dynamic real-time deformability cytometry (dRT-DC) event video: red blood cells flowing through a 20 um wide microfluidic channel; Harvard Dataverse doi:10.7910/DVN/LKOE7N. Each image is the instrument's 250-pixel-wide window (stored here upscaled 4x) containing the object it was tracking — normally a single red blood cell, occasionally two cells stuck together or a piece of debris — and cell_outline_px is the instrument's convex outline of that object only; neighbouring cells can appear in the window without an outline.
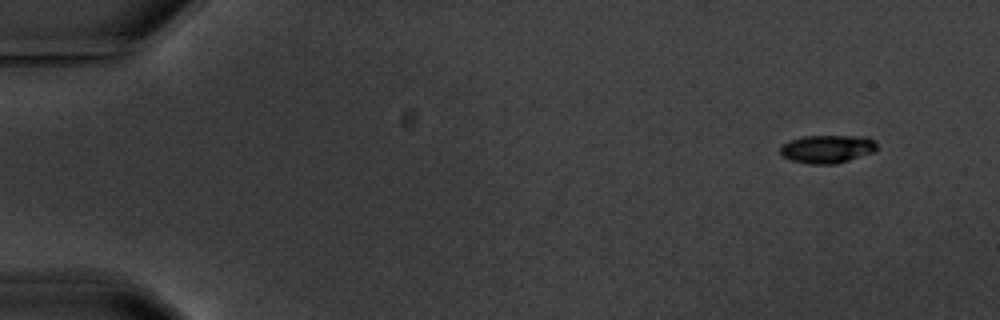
{"species": "common noctule bat (a hibernating species)", "species_latin": "Nyctalus noctula", "temperature_condition": "warm", "stored_images_in_passage": 7, "camera_frame_rate_fps": 3000, "um_per_image_px": 0.085, "animal": {"sex": "male", "body_mass_g": 20.1, "forearm_length_mm": 53.5}, "frame": {"image": 1, "passage_image": 1, "time_ms": 0.0, "image_size_px": [1000, 320], "cell_outline_px": [[876, 152], [836, 164], [808, 164], [792, 160], [784, 156], [780, 152], [780, 148], [788, 140], [804, 136], [868, 136], [876, 144]], "centroid_in_image_um": [70.34, 12.66], "position_along_channel_um": 14.7, "area_um2": 15.9}}
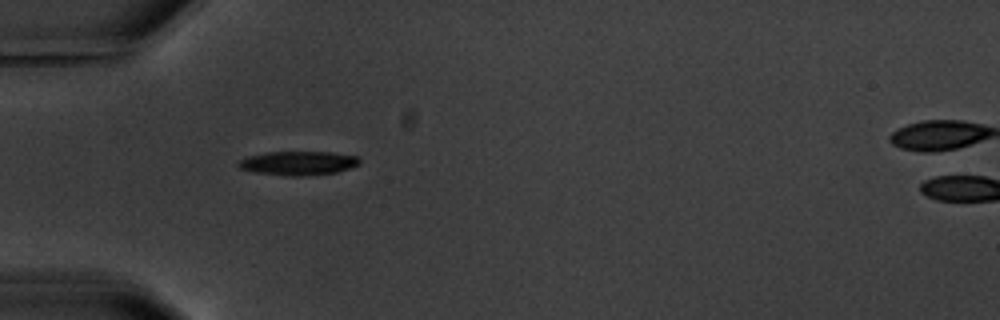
{"frame": {"image": 2, "passage_image": 5, "time_ms": 4.667, "image_size_px": [1000, 320], "cell_outline_px": [[360, 164], [336, 172], [300, 176], [284, 176], [256, 172], [240, 168], [236, 164], [240, 160], [248, 156], [268, 152], [332, 152], [356, 156], [360, 160]], "centroid_in_image_um": [25.34, 13.86], "position_along_channel_um": 59.7, "area_um2": 16.76}}
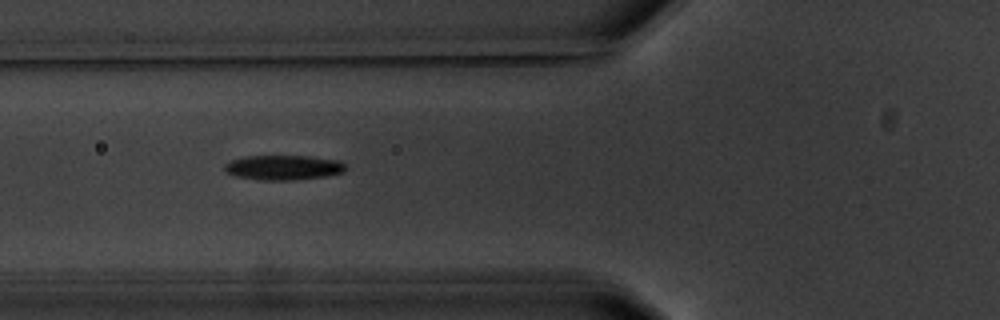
{"frame": {"image": 3, "passage_image": 6, "time_ms": 6.0, "image_size_px": [1000, 320], "cell_outline_px": [[344, 172], [324, 176], [288, 180], [260, 180], [236, 176], [224, 172], [224, 164], [232, 160], [244, 156], [308, 156], [340, 160], [344, 164]], "centroid_in_image_um": [24.04, 14.23], "position_along_channel_um": 101.8, "area_um2": 17.4}}